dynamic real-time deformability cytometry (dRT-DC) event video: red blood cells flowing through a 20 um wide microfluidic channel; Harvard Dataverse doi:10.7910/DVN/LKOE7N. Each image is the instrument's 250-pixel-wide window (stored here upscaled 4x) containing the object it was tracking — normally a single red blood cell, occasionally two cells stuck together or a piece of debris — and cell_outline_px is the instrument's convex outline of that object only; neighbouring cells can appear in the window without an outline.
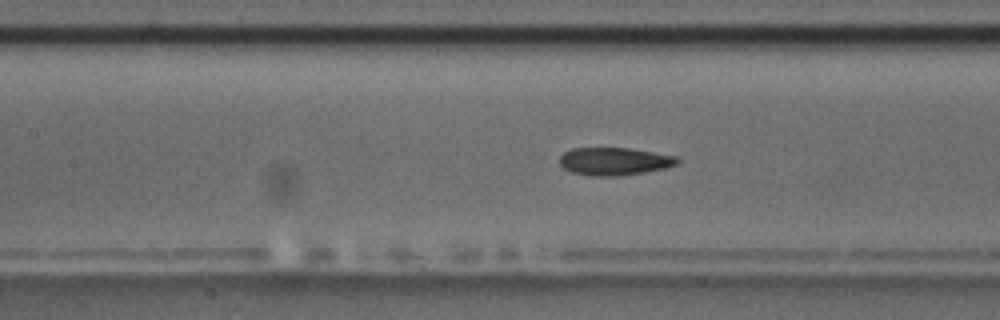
{"species": "common noctule bat (a hibernating species)", "species_latin": "Nyctalus noctula", "temperature_condition": "room temperature", "stored_images_in_passage": 57, "camera_frame_rate_fps": 3000, "um_per_image_px": 0.085, "animal": {"sex": "male", "body_mass_g": 17.5, "forearm_length_mm": 52.3}, "frame": {"image": 1, "passage_image": 25, "time_ms": 8.0, "image_size_px": [1000, 320], "cell_outline_px": [[680, 160], [676, 164], [664, 168], [644, 172], [620, 176], [588, 176], [572, 172], [564, 168], [560, 164], [560, 156], [564, 152], [572, 148], [628, 148], [680, 156]], "centroid_in_image_um": [52.23, 13.71], "position_along_channel_um": 155.2, "area_um2": 19.13}}
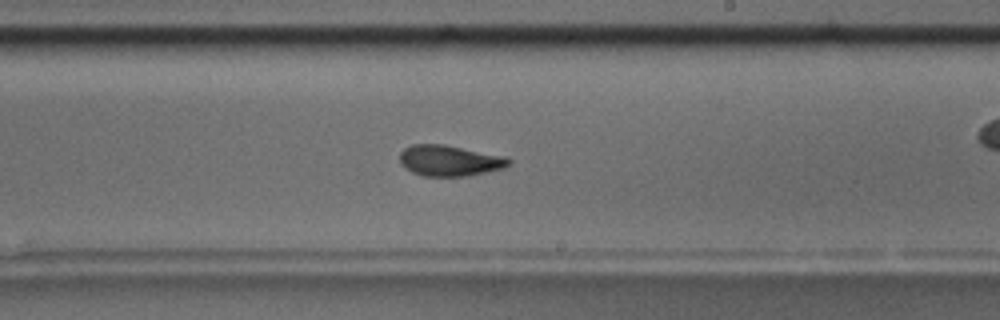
{"frame": {"image": 2, "passage_image": 33, "time_ms": 10.667, "image_size_px": [1000, 320], "cell_outline_px": [[512, 164], [504, 168], [468, 176], [424, 176], [412, 172], [404, 168], [400, 164], [400, 152], [404, 148], [412, 144], [444, 144], [504, 156], [512, 160]], "centroid_in_image_um": [38.21, 13.65], "position_along_channel_um": 250.8, "area_um2": 19.77}, "authors_computed_cell_mechanics": {"area_um2": 19.7676, "velocity_mm_per_s": 3.609, "shape_relaxation_time_tau1_ms": 6.5754, "shape_relaxation_time_tau2_ms": 1.3192, "deformation_change_tau1": 0.1897, "deformation_change_tau2": 0.0691}}